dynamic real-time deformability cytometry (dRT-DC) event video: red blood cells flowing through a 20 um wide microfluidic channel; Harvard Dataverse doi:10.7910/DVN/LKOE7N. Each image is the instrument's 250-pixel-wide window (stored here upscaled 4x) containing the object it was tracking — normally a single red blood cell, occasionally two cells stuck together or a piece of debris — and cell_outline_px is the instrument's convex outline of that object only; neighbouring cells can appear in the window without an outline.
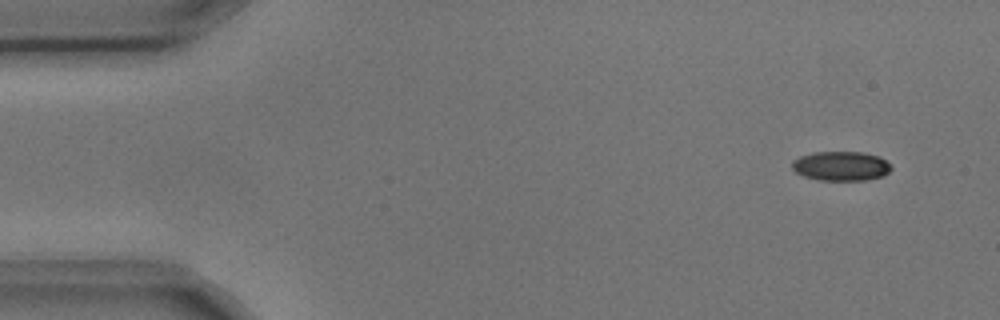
{"species": "common noctule bat (a hibernating species)", "species_latin": "Nyctalus noctula", "temperature_condition": "cold", "stored_images_in_passage": 4, "camera_frame_rate_fps": 3000, "um_per_image_px": 0.085, "animal": {"sex": "male", "body_mass_g": 17.9, "forearm_length_mm": 54.2}, "frame": {"image": 1, "passage_image": 1, "time_ms": 0.0, "image_size_px": [1000, 320], "cell_outline_px": [[892, 168], [884, 176], [864, 180], [820, 180], [804, 176], [796, 172], [792, 168], [792, 160], [800, 156], [812, 152], [864, 152], [880, 156]], "centroid_in_image_um": [71.47, 14.1], "position_along_channel_um": 13.5, "area_um2": 16.99}}